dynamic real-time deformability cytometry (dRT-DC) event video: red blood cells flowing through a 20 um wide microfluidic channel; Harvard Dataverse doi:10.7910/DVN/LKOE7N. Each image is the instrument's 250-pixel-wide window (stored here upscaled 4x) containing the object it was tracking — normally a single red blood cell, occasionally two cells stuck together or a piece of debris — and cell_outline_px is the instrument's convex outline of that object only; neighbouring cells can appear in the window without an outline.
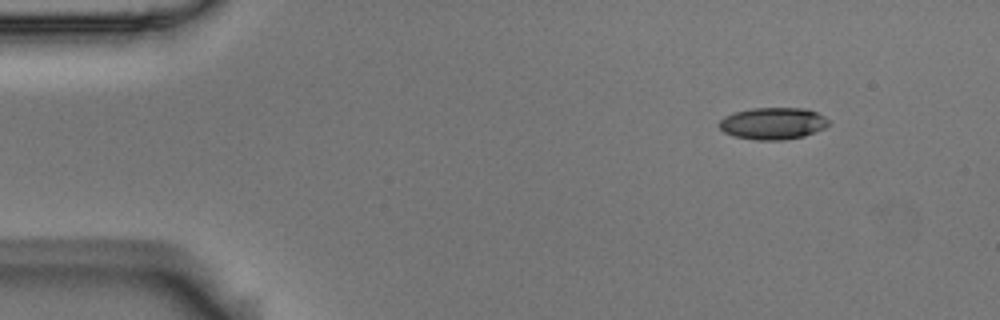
{"species": "Egyptian fruit bat (a non-hibernating species)", "species_latin": "Rousettus aegyptiacus", "temperature_condition": "room temperature", "stored_images_in_passage": 6, "segment_of_instrument_passage": [2, 2], "camera_frame_rate_fps": 3000, "um_per_image_px": 0.085, "animal": {"sex": "male"}, "frame": {"image": 1, "passage_image": 6, "time_ms": 1.667, "image_size_px": [1000, 320], "cell_outline_px": [[832, 120], [824, 128], [804, 136], [784, 140], [756, 140], [732, 136], [724, 132], [716, 124], [724, 116], [736, 112], [752, 108], [804, 108], [816, 112]], "centroid_in_image_um": [65.69, 10.49], "position_along_channel_um": 19.3, "area_um2": 20.52}}